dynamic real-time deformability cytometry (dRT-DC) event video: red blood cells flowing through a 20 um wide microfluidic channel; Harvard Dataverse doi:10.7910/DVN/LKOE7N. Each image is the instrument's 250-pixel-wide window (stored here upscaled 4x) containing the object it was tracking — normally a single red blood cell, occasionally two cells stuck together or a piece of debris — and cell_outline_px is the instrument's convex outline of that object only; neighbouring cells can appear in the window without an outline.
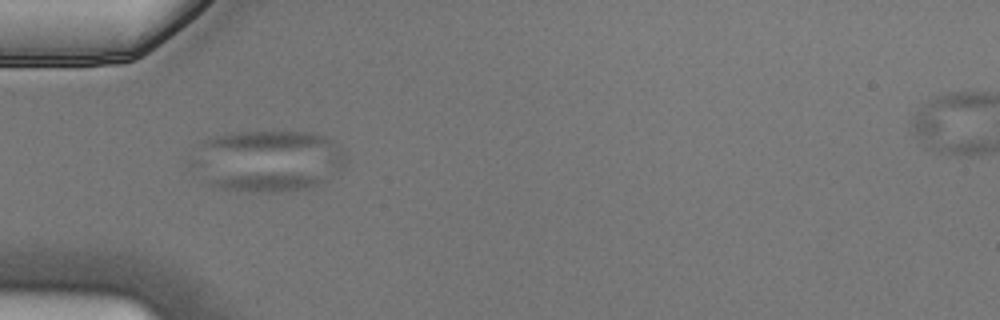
{"species": "Egyptian fruit bat (a non-hibernating species)", "species_latin": "Rousettus aegyptiacus", "temperature_condition": "cold", "stored_images_in_passage": 5, "camera_frame_rate_fps": 3000, "um_per_image_px": 0.085, "animal": {"sex": "male"}, "frame": {"image": 1, "passage_image": 4, "time_ms": 1.0, "image_size_px": [1000, 320], "cell_outline_px": [[324, 180], [308, 188], [280, 192], [248, 192], [220, 188], [212, 184], [212, 180], [232, 176], [324, 176]], "centroid_in_image_um": [22.7, 15.57], "position_along_channel_um": 62.3, "area_um2": 10.58}}